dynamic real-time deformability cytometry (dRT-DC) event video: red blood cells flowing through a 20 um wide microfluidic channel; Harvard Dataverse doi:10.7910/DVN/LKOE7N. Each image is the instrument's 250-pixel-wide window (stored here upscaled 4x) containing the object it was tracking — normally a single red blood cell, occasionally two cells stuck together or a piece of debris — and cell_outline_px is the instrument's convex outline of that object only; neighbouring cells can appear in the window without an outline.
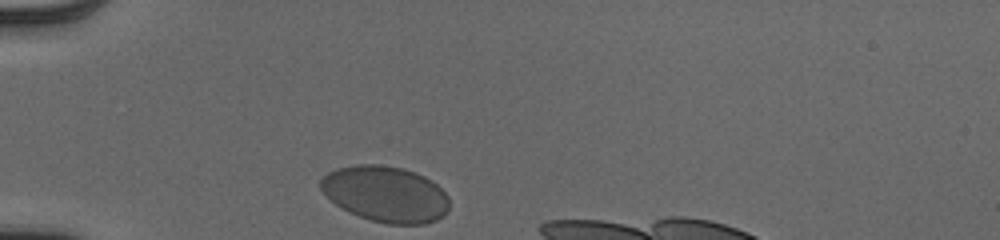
{"species": "human", "species_latin": "Homo sapiens", "temperature_condition": "cold", "stored_images_in_passage": 33, "segment_of_instrument_passage": [1, 2], "camera_frame_rate_fps": 3000, "um_per_image_px": 0.085, "donor": {"sex": "male"}, "frame": {"image": 1, "passage_image": 1, "time_ms": 0.0, "image_size_px": [1000, 240], "cell_outline_px": [[448, 212], [436, 220], [424, 224], [388, 224], [368, 220], [348, 212], [336, 204], [320, 188], [320, 180], [328, 172], [336, 168], [356, 164], [380, 164], [404, 168], [416, 172], [432, 180], [448, 196]], "centroid_in_image_um": [32.78, 16.49], "position_along_channel_um": 52.2, "area_um2": 42.19}}
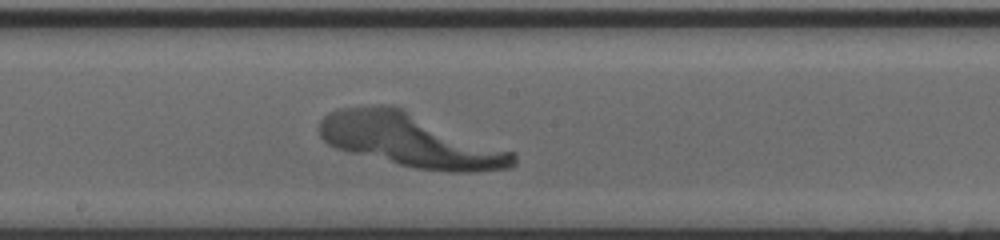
{"frame": {"image": 2, "passage_image": 15, "time_ms": 4.667, "image_size_px": [1000, 240], "cell_outline_px": [[516, 164], [512, 168], [472, 172], [448, 172], [416, 168], [348, 152], [336, 148], [328, 144], [320, 136], [320, 120], [328, 112], [336, 108], [372, 104], [392, 104], [404, 108], [516, 152]], "centroid_in_image_um": [34.91, 11.9], "position_along_channel_um": 213.3, "area_um2": 61.15}}
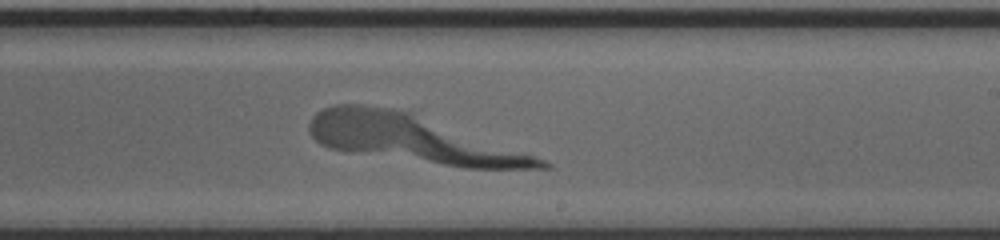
{"frame": {"image": 3, "passage_image": 18, "time_ms": 5.667, "image_size_px": [1000, 240], "cell_outline_px": [[552, 168], [464, 168], [348, 152], [328, 148], [320, 144], [308, 132], [308, 124], [312, 116], [316, 112], [332, 104], [364, 104], [392, 108], [412, 112], [544, 160], [552, 164]], "centroid_in_image_um": [34.92, 11.79], "position_along_channel_um": 254.1, "area_um2": 63.29}}